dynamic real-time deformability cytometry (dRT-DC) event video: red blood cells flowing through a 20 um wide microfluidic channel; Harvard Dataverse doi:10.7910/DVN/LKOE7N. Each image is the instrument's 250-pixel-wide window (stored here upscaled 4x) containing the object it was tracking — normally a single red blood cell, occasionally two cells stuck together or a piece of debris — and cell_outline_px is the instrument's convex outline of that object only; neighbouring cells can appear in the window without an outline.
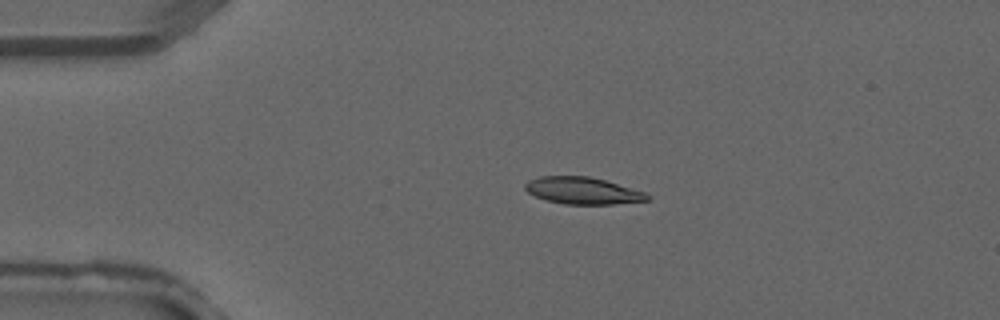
{"species": "common noctule bat (a hibernating species)", "species_latin": "Nyctalus noctula", "temperature_condition": "warm", "stored_images_in_passage": 3, "camera_frame_rate_fps": 3000, "um_per_image_px": 0.085, "animal": {"sex": "male", "forearm_length_mm": 52.5}, "frame": {"image": 1, "passage_image": 1, "time_ms": 0.0, "image_size_px": [1000, 320], "cell_outline_px": [[652, 200], [616, 204], [564, 204], [544, 200], [528, 192], [524, 188], [524, 184], [528, 180], [540, 176], [588, 176], [604, 180], [644, 192], [652, 196]], "centroid_in_image_um": [49.53, 16.21], "position_along_channel_um": 35.5, "area_um2": 19.25}}
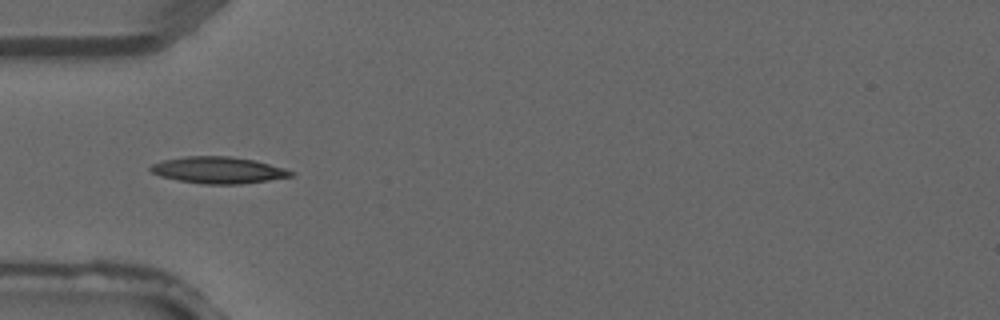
{"frame": {"image": 2, "passage_image": 2, "time_ms": 0.333, "image_size_px": [1000, 320], "cell_outline_px": [[296, 176], [240, 184], [204, 184], [180, 180], [160, 176], [152, 172], [148, 168], [152, 164], [164, 160], [184, 156], [228, 156], [252, 160], [284, 168], [296, 172]], "centroid_in_image_um": [18.57, 14.46], "position_along_channel_um": 66.4, "area_um2": 21.62}}